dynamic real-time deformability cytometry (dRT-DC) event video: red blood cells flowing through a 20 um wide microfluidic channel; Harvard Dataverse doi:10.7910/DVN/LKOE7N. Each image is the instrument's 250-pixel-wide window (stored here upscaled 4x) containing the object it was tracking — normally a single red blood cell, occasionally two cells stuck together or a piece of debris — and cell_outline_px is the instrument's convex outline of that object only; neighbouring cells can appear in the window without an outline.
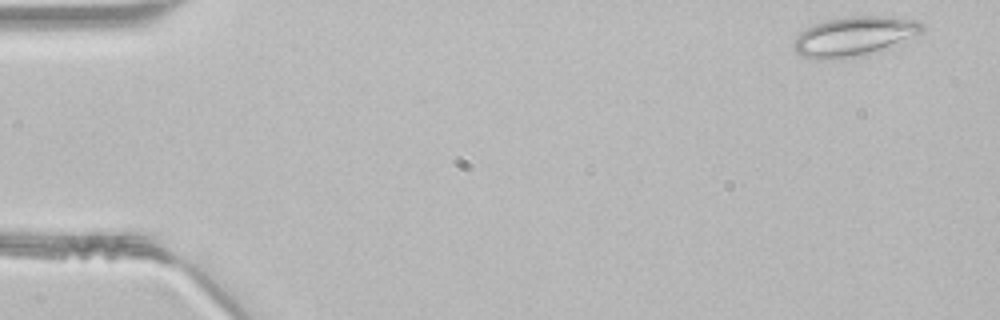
{"species": "common noctule bat (a hibernating species)", "species_latin": "Nyctalus noctula", "temperature_condition": "room temperature", "stored_images_in_passage": 47, "camera_frame_rate_fps": 3000, "um_per_image_px": 0.085, "animal": {"sex": "male", "body_mass_g": 21.5, "forearm_length_mm": 52.0}, "frame": {"image": 1, "passage_image": 2, "time_ms": 0.333, "image_size_px": [1000, 320], "cell_outline_px": [[924, 28], [920, 32], [880, 52], [868, 56], [840, 60], [816, 60], [804, 56], [796, 52], [792, 48], [792, 44], [796, 36], [800, 32], [824, 20], [848, 16], [888, 16], [920, 20], [924, 24]], "centroid_in_image_um": [72.59, 3.12], "position_along_channel_um": 12.4, "area_um2": 30.23}}
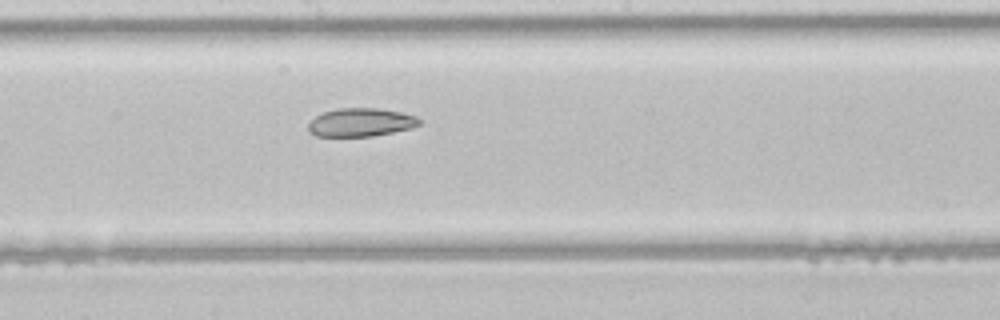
{"frame": {"image": 2, "passage_image": 25, "time_ms": 8.0, "image_size_px": [1000, 320], "cell_outline_px": [[424, 120], [420, 124], [412, 128], [372, 136], [316, 136], [308, 132], [308, 124], [316, 116], [324, 112], [336, 108], [380, 108], [400, 112], [416, 116]], "centroid_in_image_um": [30.69, 10.39], "position_along_channel_um": 217.5, "area_um2": 18.44}}
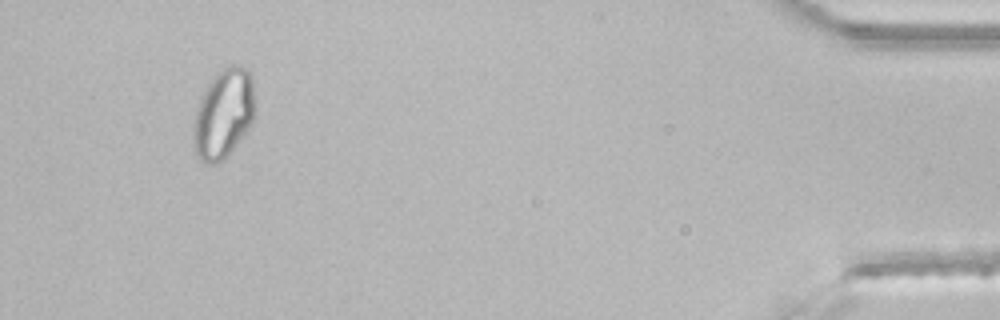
{"frame": {"image": 3, "passage_image": 44, "time_ms": 14.333, "image_size_px": [1000, 320], "cell_outline_px": [[256, 116], [252, 124], [228, 156], [224, 160], [216, 164], [204, 164], [196, 156], [192, 144], [192, 124], [196, 108], [200, 96], [216, 72], [228, 64], [236, 64], [244, 68], [252, 76], [256, 100]], "centroid_in_image_um": [19.0, 9.69], "position_along_channel_um": 416.2, "area_um2": 33.35}}